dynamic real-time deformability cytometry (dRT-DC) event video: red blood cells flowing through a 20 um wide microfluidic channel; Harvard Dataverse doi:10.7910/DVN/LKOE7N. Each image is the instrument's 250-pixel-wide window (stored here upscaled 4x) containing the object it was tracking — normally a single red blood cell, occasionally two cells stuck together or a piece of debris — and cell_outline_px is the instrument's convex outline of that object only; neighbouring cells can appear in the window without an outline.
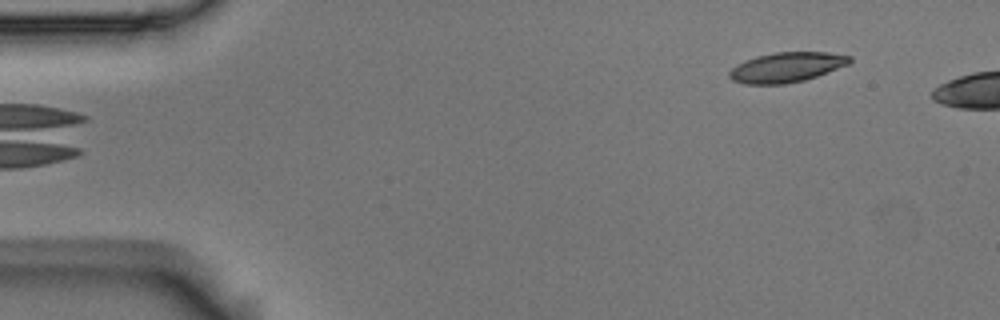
{"species": "Egyptian fruit bat (a non-hibernating species)", "species_latin": "Rousettus aegyptiacus", "temperature_condition": "room temperature", "stored_images_in_passage": 5, "camera_frame_rate_fps": 3000, "um_per_image_px": 0.085, "animal": {"sex": "male"}, "frame": {"image": 1, "passage_image": 5, "time_ms": 1.333, "image_size_px": [1000, 320], "cell_outline_px": [[852, 60], [848, 64], [816, 76], [804, 80], [784, 84], [744, 84], [732, 80], [728, 76], [728, 72], [736, 64], [744, 60], [756, 56], [776, 52], [828, 52], [852, 56]], "centroid_in_image_um": [66.82, 5.71], "position_along_channel_um": 18.2, "area_um2": 20.98}}